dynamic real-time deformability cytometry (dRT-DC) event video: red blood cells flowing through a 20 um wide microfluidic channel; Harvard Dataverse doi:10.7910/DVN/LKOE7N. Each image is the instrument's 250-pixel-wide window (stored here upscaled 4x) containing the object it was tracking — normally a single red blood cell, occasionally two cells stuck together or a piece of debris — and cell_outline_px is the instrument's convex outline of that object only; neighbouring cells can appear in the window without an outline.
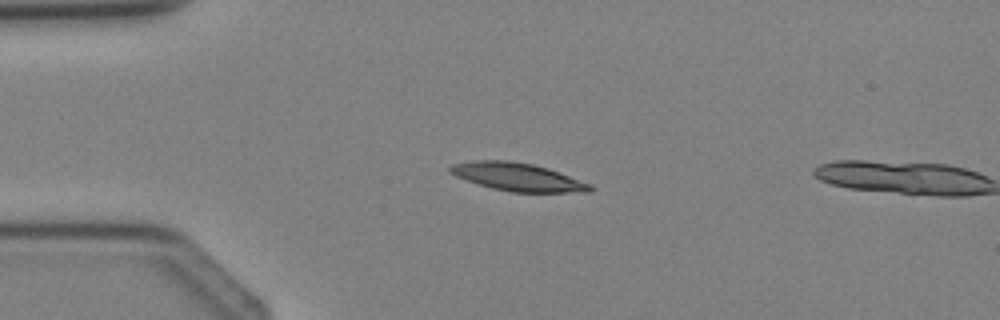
{"species": "Egyptian fruit bat (a non-hibernating species)", "species_latin": "Rousettus aegyptiacus", "temperature_condition": "cold", "stored_images_in_passage": 4, "camera_frame_rate_fps": 3000, "um_per_image_px": 0.085, "animal": {"sex": "female"}, "frame": {"image": 1, "passage_image": 3, "time_ms": 2.333, "image_size_px": [1000, 320], "cell_outline_px": [[592, 192], [512, 192], [492, 188], [456, 176], [448, 172], [448, 168], [452, 164], [472, 160], [508, 160], [532, 164], [548, 168], [592, 184]], "centroid_in_image_um": [44.0, 15.03], "position_along_channel_um": 41.0, "area_um2": 22.77}}